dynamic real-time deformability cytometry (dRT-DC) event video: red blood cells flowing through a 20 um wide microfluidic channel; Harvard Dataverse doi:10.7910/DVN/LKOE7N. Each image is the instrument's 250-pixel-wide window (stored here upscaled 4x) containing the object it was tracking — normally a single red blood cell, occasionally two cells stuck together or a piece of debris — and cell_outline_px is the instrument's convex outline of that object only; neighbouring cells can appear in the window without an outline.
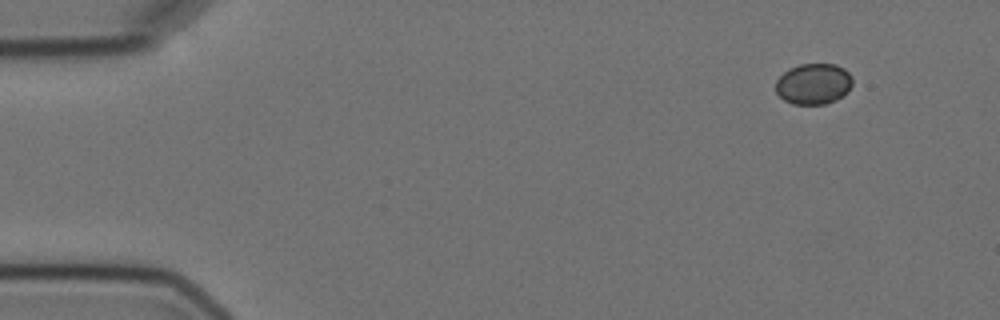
{"species": "Egyptian fruit bat (a non-hibernating species)", "species_latin": "Rousettus aegyptiacus", "temperature_condition": "cold", "stored_images_in_passage": 6, "camera_frame_rate_fps": 3000, "um_per_image_px": 0.085, "animal": {"sex": "female"}, "frame": {"image": 1, "passage_image": 1, "time_ms": 0.0, "image_size_px": [1000, 320], "cell_outline_px": [[852, 84], [848, 92], [836, 100], [824, 104], [792, 104], [784, 100], [776, 92], [776, 80], [788, 68], [800, 64], [836, 64], [844, 68], [852, 76]], "centroid_in_image_um": [69.16, 7.12], "position_along_channel_um": 15.8, "area_um2": 18.44}}
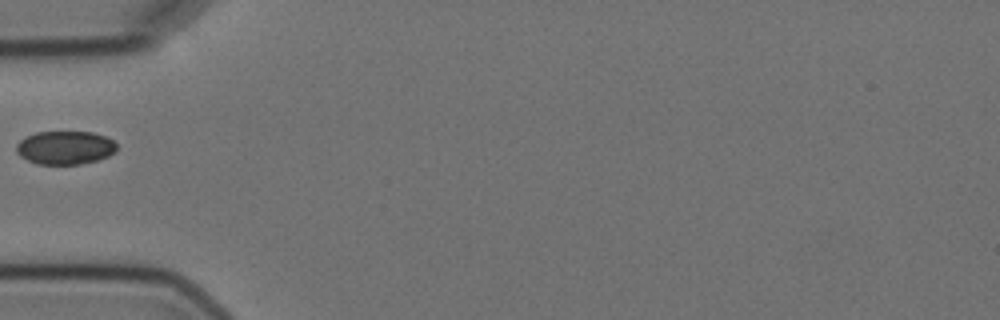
{"frame": {"image": 2, "passage_image": 5, "time_ms": 4.667, "image_size_px": [1000, 320], "cell_outline_px": [[116, 152], [108, 156], [96, 160], [80, 164], [40, 164], [28, 160], [20, 156], [16, 152], [16, 144], [20, 140], [36, 132], [92, 132], [104, 136], [112, 140], [116, 144]], "centroid_in_image_um": [5.53, 12.55], "position_along_channel_um": 79.5, "area_um2": 19.42}}
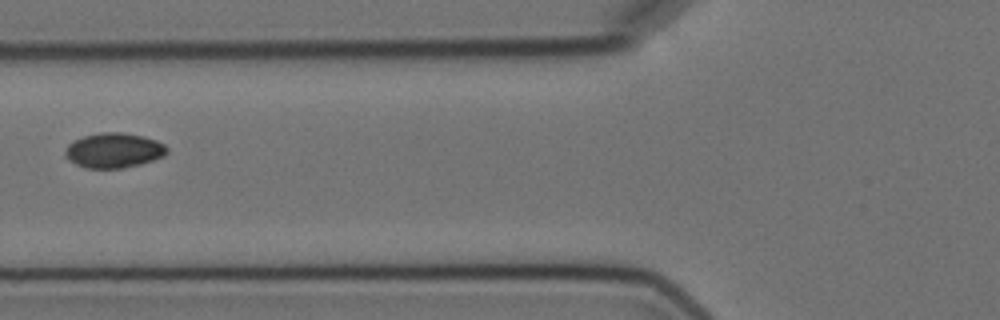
{"frame": {"image": 3, "passage_image": 6, "time_ms": 5.667, "image_size_px": [1000, 320], "cell_outline_px": [[168, 152], [164, 156], [140, 164], [124, 168], [84, 168], [76, 164], [64, 156], [64, 152], [68, 144], [84, 136], [100, 132], [120, 132], [144, 136], [156, 140], [164, 144], [168, 148]], "centroid_in_image_um": [9.68, 12.78], "position_along_channel_um": 116.1, "area_um2": 20.75}}